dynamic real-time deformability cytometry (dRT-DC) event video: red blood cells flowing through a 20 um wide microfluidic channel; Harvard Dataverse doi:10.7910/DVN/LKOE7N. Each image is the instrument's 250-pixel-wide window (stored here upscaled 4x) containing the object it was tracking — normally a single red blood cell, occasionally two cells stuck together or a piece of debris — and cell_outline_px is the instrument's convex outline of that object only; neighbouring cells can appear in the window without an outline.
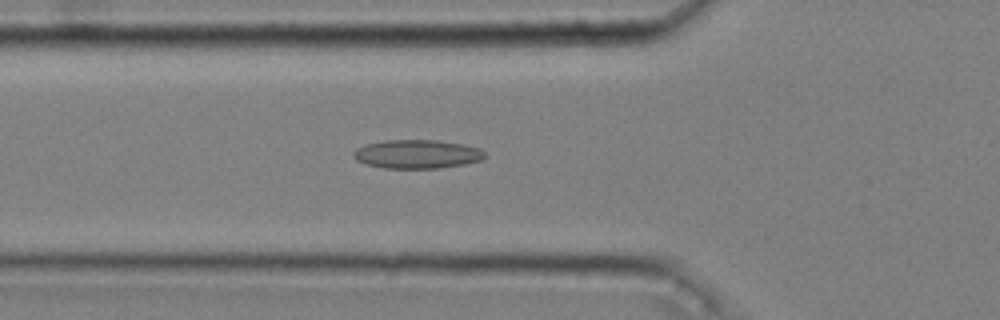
{"species": "common noctule bat (a hibernating species)", "species_latin": "Nyctalus noctula", "temperature_condition": "cold", "stored_images_in_passage": 43, "camera_frame_rate_fps": 3000, "um_per_image_px": 0.085, "animal": {"sex": "male", "body_mass_g": 20.4}, "frame": {"image": 1, "passage_image": 15, "time_ms": 4.667, "image_size_px": [1000, 320], "cell_outline_px": [[488, 156], [480, 160], [464, 164], [436, 168], [384, 168], [368, 164], [356, 160], [352, 156], [352, 152], [356, 148], [364, 144], [384, 140], [436, 140], [460, 144], [480, 148]], "centroid_in_image_um": [35.42, 13.09], "position_along_channel_um": 90.4, "area_um2": 21.96}}
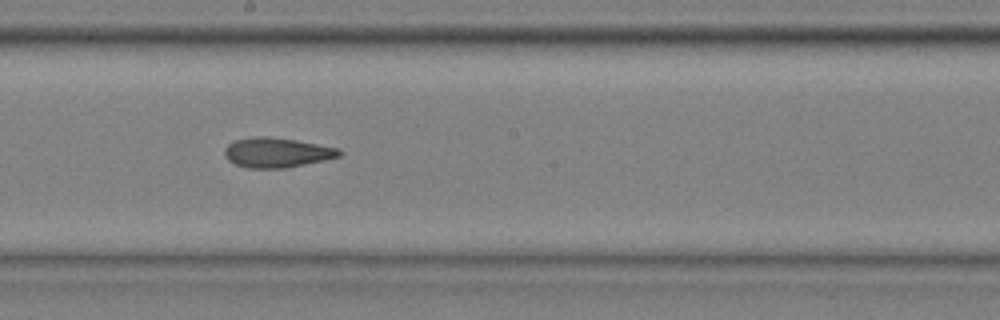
{"frame": {"image": 2, "passage_image": 26, "time_ms": 8.333, "image_size_px": [1000, 320], "cell_outline_px": [[344, 152], [340, 156], [324, 160], [284, 168], [248, 168], [236, 164], [228, 160], [224, 156], [224, 148], [228, 144], [236, 140], [252, 136], [268, 136], [296, 140], [340, 148]], "centroid_in_image_um": [23.53, 12.96], "position_along_channel_um": 224.7, "area_um2": 20.0}}
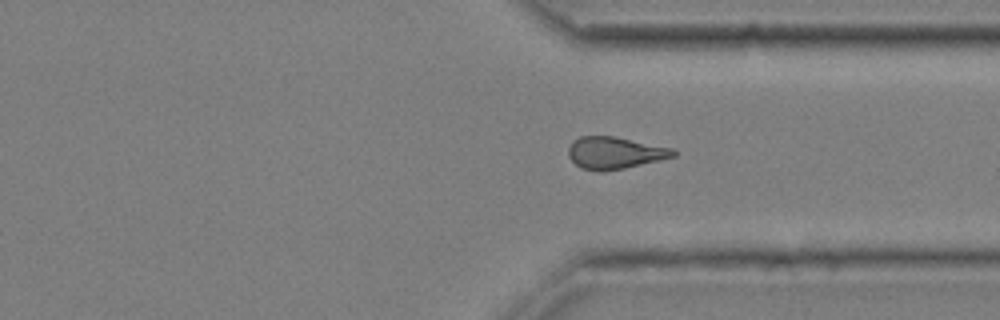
{"frame": {"image": 3, "passage_image": 37, "time_ms": 12.0, "image_size_px": [1000, 320], "cell_outline_px": [[676, 156], [660, 160], [624, 168], [600, 172], [580, 168], [568, 156], [568, 148], [572, 140], [580, 136], [612, 136], [672, 148], [676, 152]], "centroid_in_image_um": [52.22, 13.0], "position_along_channel_um": 359.2, "area_um2": 19.54}, "authors_computed_cell_mechanics": {"area_um2": 19.8254, "velocity_mm_per_s": 3.657, "shape_relaxation_time_tau1_ms": null, "shape_relaxation_time_tau2_ms": 5.1538, "deformation_change_tau1": null, "deformation_change_tau2": 0.1416}}